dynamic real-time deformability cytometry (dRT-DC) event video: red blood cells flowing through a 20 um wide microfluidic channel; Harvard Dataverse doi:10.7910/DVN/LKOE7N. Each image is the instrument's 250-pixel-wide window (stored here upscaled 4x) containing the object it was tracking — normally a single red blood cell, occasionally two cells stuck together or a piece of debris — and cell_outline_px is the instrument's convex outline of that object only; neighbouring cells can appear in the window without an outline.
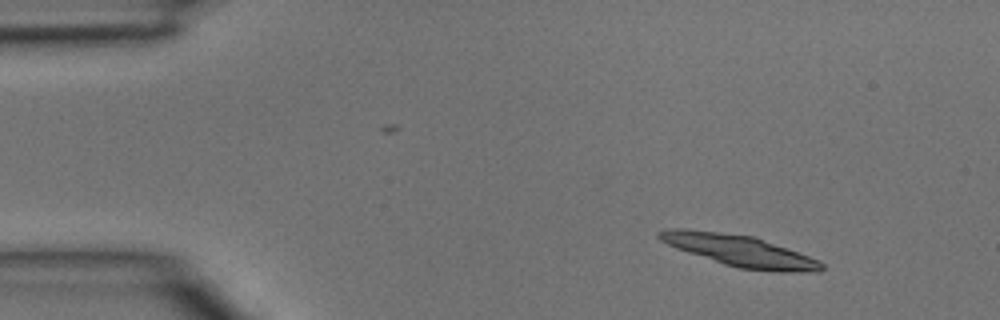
{"species": "common noctule bat (a hibernating species)", "species_latin": "Nyctalus noctula", "temperature_condition": "room temperature", "stored_images_in_passage": 3, "camera_frame_rate_fps": 3000, "um_per_image_px": 0.085, "animal": {"sex": "male", "body_mass_g": 15.6}, "frame": {"image": 1, "passage_image": 1, "time_ms": 0.0, "image_size_px": [1000, 320], "cell_outline_px": [[824, 268], [820, 272], [780, 272], [740, 268], [724, 264], [676, 248], [660, 240], [656, 236], [656, 232], [668, 228], [684, 228], [752, 236], [820, 260], [824, 264]], "centroid_in_image_um": [62.87, 21.31], "position_along_channel_um": 22.1, "area_um2": 29.36}}